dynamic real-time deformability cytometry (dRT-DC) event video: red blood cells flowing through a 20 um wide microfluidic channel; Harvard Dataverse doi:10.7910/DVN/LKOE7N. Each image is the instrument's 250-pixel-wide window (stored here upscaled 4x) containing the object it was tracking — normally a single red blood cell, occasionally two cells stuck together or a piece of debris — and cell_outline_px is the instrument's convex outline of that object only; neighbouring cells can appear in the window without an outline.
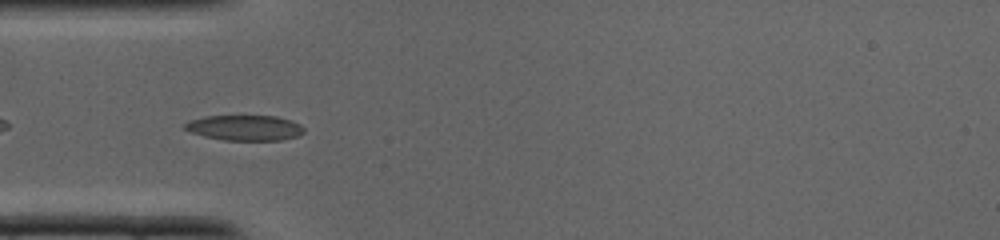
{"species": "common noctule bat (a hibernating species)", "species_latin": "Nyctalus noctula", "temperature_condition": "cold", "stored_images_in_passage": 25, "camera_frame_rate_fps": 3000, "um_per_image_px": 0.085, "animal": {"sex": "male", "body_mass_g": 19.0, "forearm_length_mm": 50.8}, "frame": {"image": 1, "passage_image": 3, "time_ms": 0.667, "image_size_px": [1000, 240], "cell_outline_px": [[304, 132], [296, 136], [280, 140], [224, 140], [204, 136], [192, 132], [184, 128], [184, 124], [188, 120], [204, 116], [276, 116], [292, 120], [300, 124], [304, 128]], "centroid_in_image_um": [20.8, 10.85], "position_along_channel_um": 64.2, "area_um2": 17.57}}
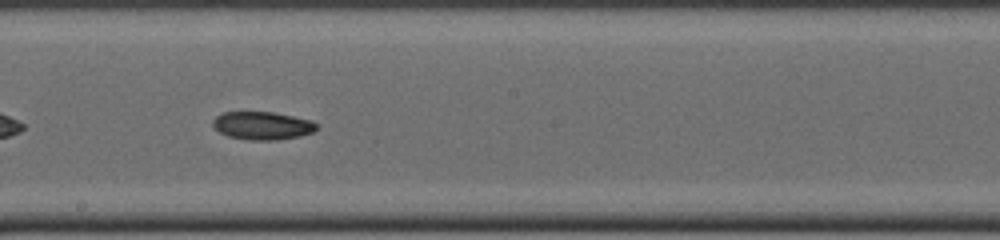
{"frame": {"image": 2, "passage_image": 12, "time_ms": 3.667, "image_size_px": [1000, 240], "cell_outline_px": [[316, 128], [312, 132], [300, 136], [276, 140], [248, 140], [228, 136], [220, 132], [212, 124], [212, 120], [216, 116], [224, 112], [272, 112], [312, 120], [316, 124]], "centroid_in_image_um": [22.28, 10.68], "position_along_channel_um": 225.9, "area_um2": 16.82}}
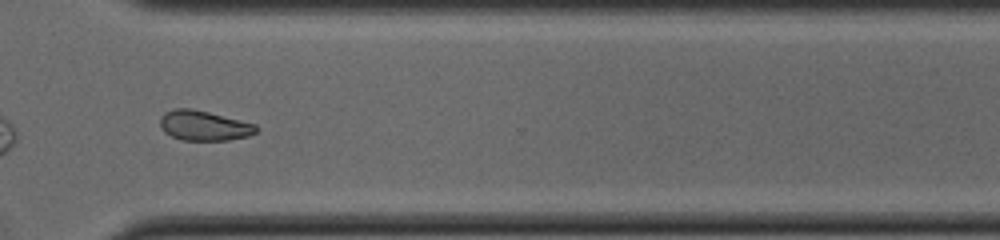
{"frame": {"image": 3, "passage_image": 19, "time_ms": 6.0, "image_size_px": [1000, 240], "cell_outline_px": [[260, 128], [256, 132], [248, 136], [228, 140], [180, 140], [164, 132], [160, 128], [160, 116], [164, 112], [172, 108], [192, 108], [256, 124]], "centroid_in_image_um": [17.31, 10.67], "position_along_channel_um": 353.3, "area_um2": 16.94}}